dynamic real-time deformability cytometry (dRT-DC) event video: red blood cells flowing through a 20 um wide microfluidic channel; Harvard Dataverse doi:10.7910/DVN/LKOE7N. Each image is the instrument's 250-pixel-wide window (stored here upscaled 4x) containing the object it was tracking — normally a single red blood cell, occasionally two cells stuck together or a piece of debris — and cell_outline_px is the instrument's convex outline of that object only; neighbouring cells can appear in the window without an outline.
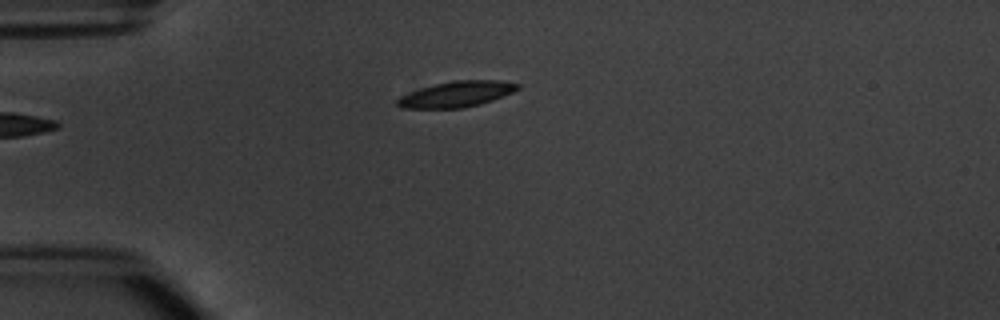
{"species": "common noctule bat (a hibernating species)", "species_latin": "Nyctalus noctula", "temperature_condition": "warm", "stored_images_in_passage": 3, "camera_frame_rate_fps": 3000, "um_per_image_px": 0.085, "animal": {"sex": "male", "body_mass_g": 20.1, "forearm_length_mm": 53.5}, "frame": {"image": 1, "passage_image": 3, "time_ms": 2.333, "image_size_px": [1000, 320], "cell_outline_px": [[520, 88], [512, 92], [492, 100], [480, 104], [464, 108], [400, 108], [396, 104], [396, 100], [400, 96], [420, 88], [452, 80], [500, 80], [520, 84]], "centroid_in_image_um": [38.8, 8.0], "position_along_channel_um": 46.2, "area_um2": 18.03}}